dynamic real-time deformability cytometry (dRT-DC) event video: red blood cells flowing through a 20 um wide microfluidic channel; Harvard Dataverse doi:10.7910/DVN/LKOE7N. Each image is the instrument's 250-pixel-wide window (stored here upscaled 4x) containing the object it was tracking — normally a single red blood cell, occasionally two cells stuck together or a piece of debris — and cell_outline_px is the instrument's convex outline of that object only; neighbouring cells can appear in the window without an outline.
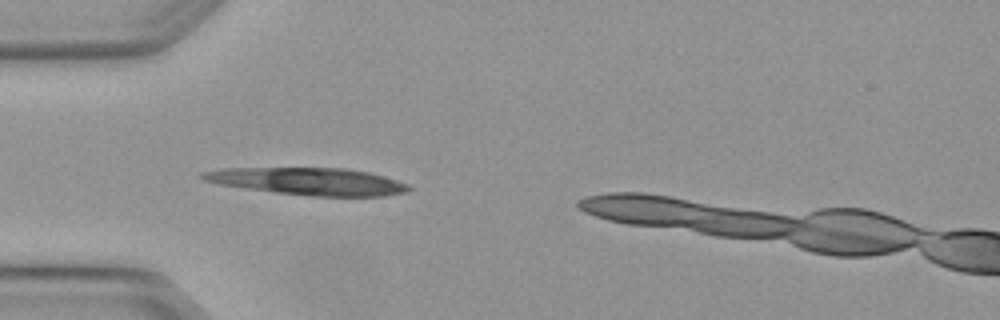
{"species": "Egyptian fruit bat (a non-hibernating species)", "species_latin": "Rousettus aegyptiacus", "temperature_condition": "warm", "stored_images_in_passage": 2, "camera_frame_rate_fps": 3000, "um_per_image_px": 0.085, "animal": {"sex": "female"}, "frame": {"image": 1, "passage_image": 1, "time_ms": 0.0, "image_size_px": [1000, 320], "cell_outline_px": [[412, 188], [408, 192], [384, 196], [312, 196], [276, 192], [220, 184], [204, 180], [200, 176], [200, 172], [224, 168], [344, 168], [368, 172], [384, 176], [408, 184]], "centroid_in_image_um": [26.25, 15.41], "position_along_channel_um": 58.8, "area_um2": 32.48}}